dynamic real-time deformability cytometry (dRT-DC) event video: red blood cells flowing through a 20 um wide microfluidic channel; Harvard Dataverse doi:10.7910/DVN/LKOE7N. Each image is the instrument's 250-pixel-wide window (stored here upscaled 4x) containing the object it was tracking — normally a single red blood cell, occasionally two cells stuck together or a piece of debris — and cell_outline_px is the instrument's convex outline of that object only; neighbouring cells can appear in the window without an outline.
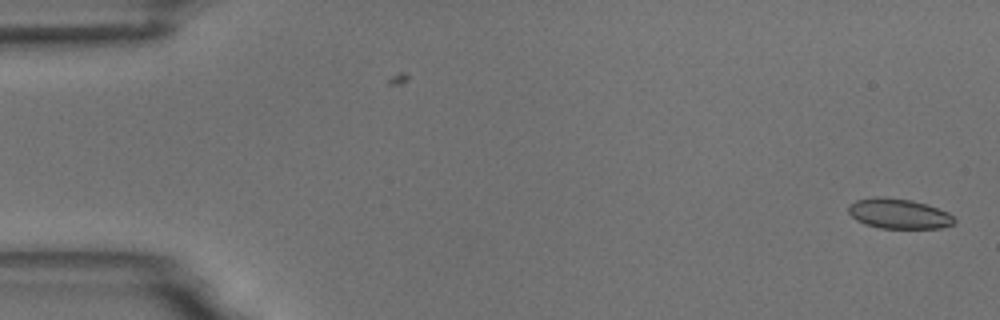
{"species": "common noctule bat (a hibernating species)", "species_latin": "Nyctalus noctula", "temperature_condition": "room temperature", "stored_images_in_passage": 55, "camera_frame_rate_fps": 3000, "um_per_image_px": 0.085, "animal": {"sex": "male", "body_mass_g": 18.8}, "frame": {"image": 1, "passage_image": 1, "time_ms": 0.0, "image_size_px": [1000, 320], "cell_outline_px": [[956, 220], [952, 224], [940, 228], [880, 228], [864, 224], [856, 220], [848, 212], [848, 208], [856, 200], [876, 196], [880, 196], [912, 200], [928, 204], [948, 212]], "centroid_in_image_um": [76.39, 18.16], "position_along_channel_um": 8.6, "area_um2": 18.55}}
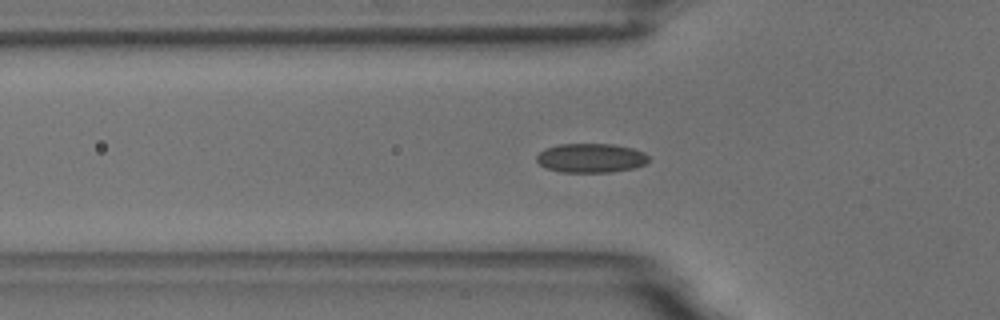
{"frame": {"image": 2, "passage_image": 18, "time_ms": 5.667, "image_size_px": [1000, 320], "cell_outline_px": [[648, 160], [644, 164], [636, 168], [612, 172], [560, 172], [548, 168], [540, 164], [536, 160], [536, 156], [544, 148], [556, 144], [612, 144], [632, 148], [644, 152], [648, 156]], "centroid_in_image_um": [50.22, 13.43], "position_along_channel_um": 75.6, "area_um2": 19.13}}
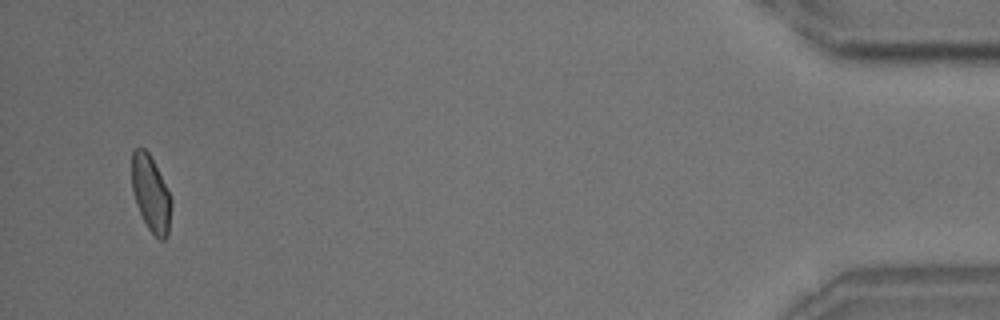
{"frame": {"image": 3, "passage_image": 53, "time_ms": 17.333, "image_size_px": [1000, 320], "cell_outline_px": [[172, 204], [168, 236], [164, 240], [160, 240], [148, 228], [136, 204], [132, 188], [132, 152], [136, 148], [144, 148], [148, 152], [172, 200]], "centroid_in_image_um": [12.82, 16.49], "position_along_channel_um": 422.4, "area_um2": 17.11}, "authors_computed_cell_mechanics": {"area_um2": 18.3804, "velocity_mm_per_s": 3.6529, "shape_relaxation_time_tau1_ms": 9.6068, "shape_relaxation_time_tau2_ms": 1.7985, "deformation_change_tau1": 0.1381, "deformation_change_tau2": 0.0723}}